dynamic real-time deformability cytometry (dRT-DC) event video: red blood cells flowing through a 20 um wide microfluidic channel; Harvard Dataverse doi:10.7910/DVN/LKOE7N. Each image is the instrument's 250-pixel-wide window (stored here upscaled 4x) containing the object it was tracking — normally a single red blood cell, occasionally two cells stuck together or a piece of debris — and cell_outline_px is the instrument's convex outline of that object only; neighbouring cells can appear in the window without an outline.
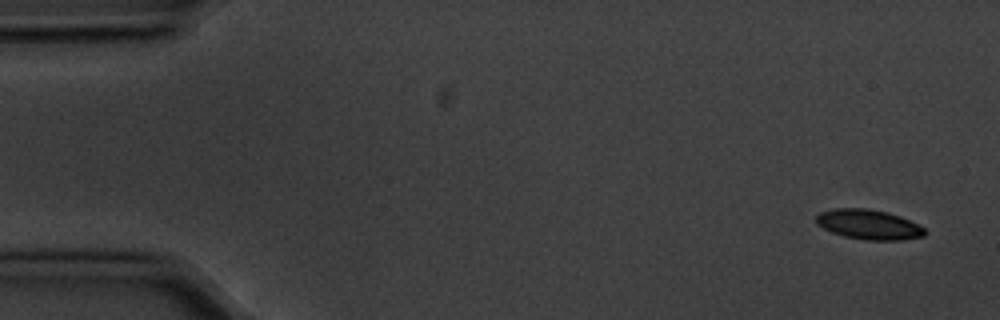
{"species": "common noctule bat (a hibernating species)", "species_latin": "Nyctalus noctula", "temperature_condition": "cold", "stored_images_in_passage": 4, "camera_frame_rate_fps": 3000, "um_per_image_px": 0.085, "animal": {"sex": "male", "body_mass_g": 20.1, "forearm_length_mm": 53.5}, "frame": {"image": 1, "passage_image": 1, "time_ms": 0.0, "image_size_px": [1000, 320], "cell_outline_px": [[928, 232], [924, 236], [900, 240], [868, 240], [844, 236], [832, 232], [816, 224], [816, 216], [820, 212], [832, 208], [868, 208], [888, 212], [900, 216], [920, 224]], "centroid_in_image_um": [73.87, 19.07], "position_along_channel_um": 11.1, "area_um2": 19.07}}
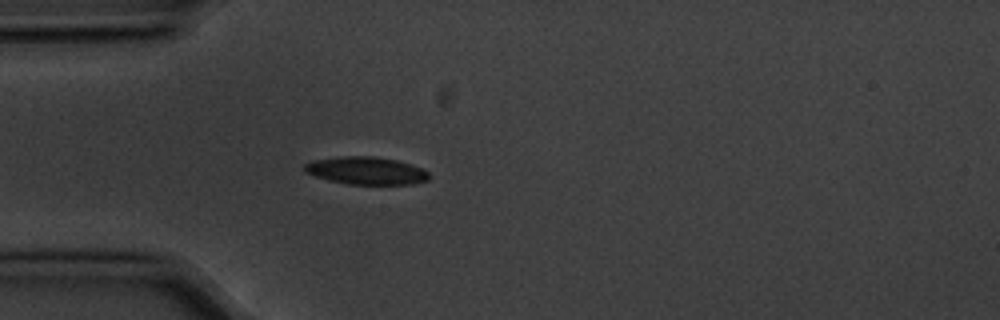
{"frame": {"image": 2, "passage_image": 4, "time_ms": 1.0, "image_size_px": [1000, 320], "cell_outline_px": [[428, 180], [412, 184], [348, 184], [328, 180], [304, 172], [304, 164], [312, 160], [340, 156], [372, 156], [396, 160], [420, 168], [428, 172]], "centroid_in_image_um": [31.07, 14.5], "position_along_channel_um": 53.9, "area_um2": 19.88}}